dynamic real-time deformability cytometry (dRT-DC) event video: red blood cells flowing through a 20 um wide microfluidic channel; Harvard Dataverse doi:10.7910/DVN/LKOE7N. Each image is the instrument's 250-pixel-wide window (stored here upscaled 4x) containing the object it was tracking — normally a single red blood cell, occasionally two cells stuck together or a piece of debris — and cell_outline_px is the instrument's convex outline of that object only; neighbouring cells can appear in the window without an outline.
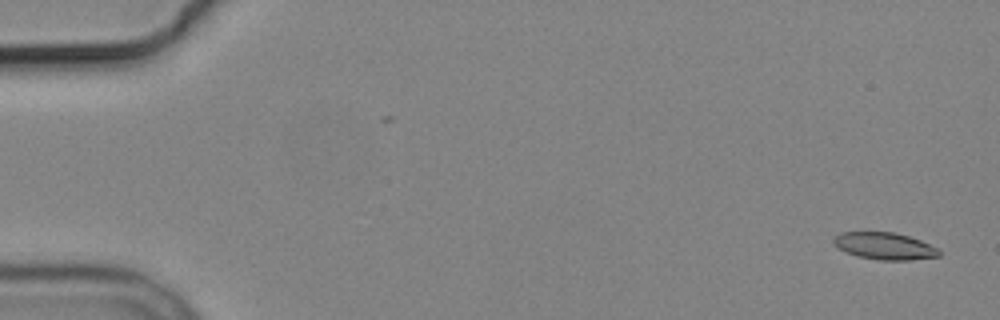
{"species": "common noctule bat (a hibernating species)", "species_latin": "Nyctalus noctula", "temperature_condition": "cold", "stored_images_in_passage": 2, "camera_frame_rate_fps": 3000, "um_per_image_px": 0.085, "animal": {"sex": "male", "body_mass_g": 19.2, "forearm_length_mm": 51.8}, "frame": {"image": 1, "passage_image": 2, "time_ms": 1.0, "image_size_px": [1000, 320], "cell_outline_px": [[940, 256], [912, 260], [880, 260], [856, 256], [832, 244], [832, 240], [840, 232], [892, 232], [908, 236], [920, 240], [940, 248]], "centroid_in_image_um": [75.22, 20.91], "position_along_channel_um": 9.8, "area_um2": 16.65}}